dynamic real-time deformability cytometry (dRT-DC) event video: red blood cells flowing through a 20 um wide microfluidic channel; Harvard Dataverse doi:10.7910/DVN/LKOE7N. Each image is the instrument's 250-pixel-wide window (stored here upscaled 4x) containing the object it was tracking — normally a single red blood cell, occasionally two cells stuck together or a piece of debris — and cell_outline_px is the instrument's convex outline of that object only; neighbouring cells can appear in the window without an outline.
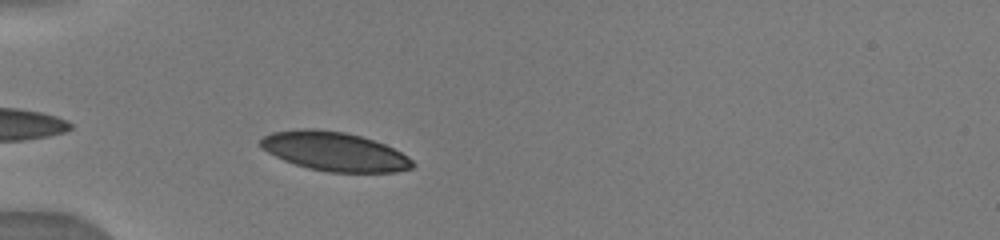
{"species": "human", "species_latin": "Homo sapiens", "temperature_condition": "warm", "stored_images_in_passage": 32, "camera_frame_rate_fps": 3000, "um_per_image_px": 0.085, "donor": {"sex": "male"}, "frame": {"image": 1, "passage_image": 2, "time_ms": 0.667, "image_size_px": [1000, 240], "cell_outline_px": [[416, 164], [412, 168], [396, 172], [328, 172], [308, 168], [284, 160], [260, 148], [260, 140], [264, 136], [272, 132], [300, 128], [316, 128], [344, 132], [360, 136], [384, 144], [408, 156]], "centroid_in_image_um": [28.42, 12.87], "position_along_channel_um": 56.6, "area_um2": 34.51}}
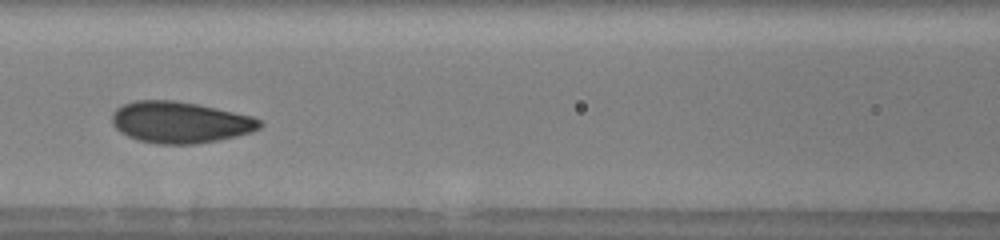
{"frame": {"image": 2, "passage_image": 10, "time_ms": 3.333, "image_size_px": [1000, 240], "cell_outline_px": [[264, 124], [260, 128], [252, 132], [236, 136], [196, 144], [160, 144], [136, 140], [120, 132], [112, 124], [112, 116], [116, 108], [124, 104], [136, 100], [172, 100], [196, 104], [252, 116], [260, 120]], "centroid_in_image_um": [15.29, 10.4], "position_along_channel_um": 151.3, "area_um2": 35.55}}
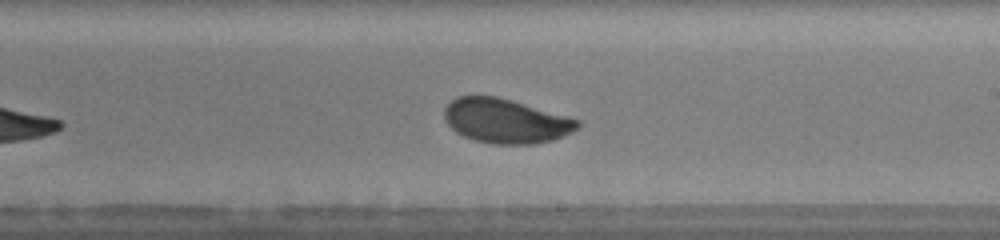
{"frame": {"image": 3, "passage_image": 16, "time_ms": 5.667, "image_size_px": [1000, 240], "cell_outline_px": [[580, 128], [564, 136], [552, 140], [532, 144], [492, 144], [476, 140], [464, 136], [456, 132], [444, 120], [444, 108], [456, 96], [496, 96], [568, 116], [580, 120]], "centroid_in_image_um": [42.99, 10.28], "position_along_channel_um": 246.0, "area_um2": 34.45}}